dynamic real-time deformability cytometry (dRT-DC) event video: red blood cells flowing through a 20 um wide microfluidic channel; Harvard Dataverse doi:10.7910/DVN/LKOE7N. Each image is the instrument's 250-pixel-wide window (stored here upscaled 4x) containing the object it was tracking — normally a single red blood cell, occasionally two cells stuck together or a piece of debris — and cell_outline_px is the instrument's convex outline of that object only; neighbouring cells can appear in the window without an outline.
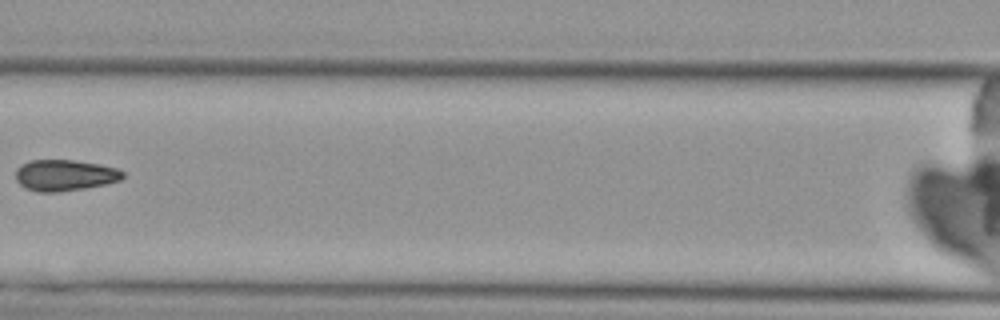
{"species": "Egyptian fruit bat (a non-hibernating species)", "species_latin": "Rousettus aegyptiacus", "temperature_condition": "cold", "stored_images_in_passage": 7, "camera_frame_rate_fps": 3000, "um_per_image_px": 0.085, "animal": {"sex": "female"}, "frame": {"image": 1, "passage_image": 6, "time_ms": 7.667, "image_size_px": [1000, 320], "cell_outline_px": [[124, 176], [120, 180], [104, 184], [84, 188], [56, 192], [40, 192], [28, 188], [20, 184], [16, 180], [16, 168], [20, 164], [28, 160], [72, 160], [100, 164], [116, 168], [124, 172]], "centroid_in_image_um": [5.48, 14.88], "position_along_channel_um": 161.1, "area_um2": 19.36}}
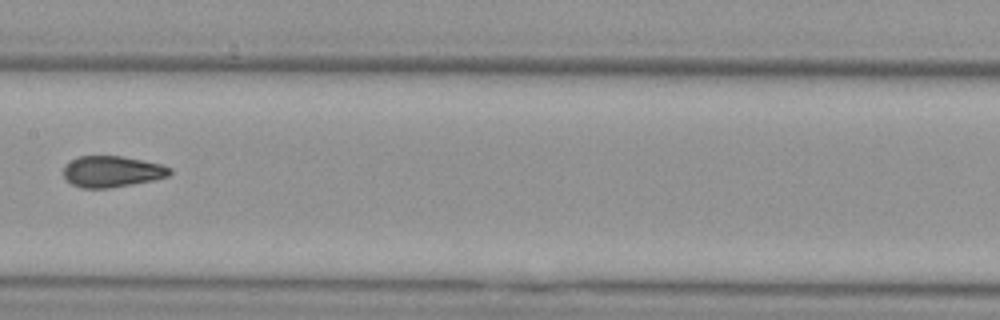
{"frame": {"image": 2, "passage_image": 7, "time_ms": 8.667, "image_size_px": [1000, 320], "cell_outline_px": [[172, 172], [168, 176], [152, 180], [108, 188], [80, 188], [72, 184], [64, 176], [64, 164], [80, 156], [120, 156], [144, 160], [160, 164], [172, 168]], "centroid_in_image_um": [9.51, 14.57], "position_along_channel_um": 197.9, "area_um2": 19.19}}